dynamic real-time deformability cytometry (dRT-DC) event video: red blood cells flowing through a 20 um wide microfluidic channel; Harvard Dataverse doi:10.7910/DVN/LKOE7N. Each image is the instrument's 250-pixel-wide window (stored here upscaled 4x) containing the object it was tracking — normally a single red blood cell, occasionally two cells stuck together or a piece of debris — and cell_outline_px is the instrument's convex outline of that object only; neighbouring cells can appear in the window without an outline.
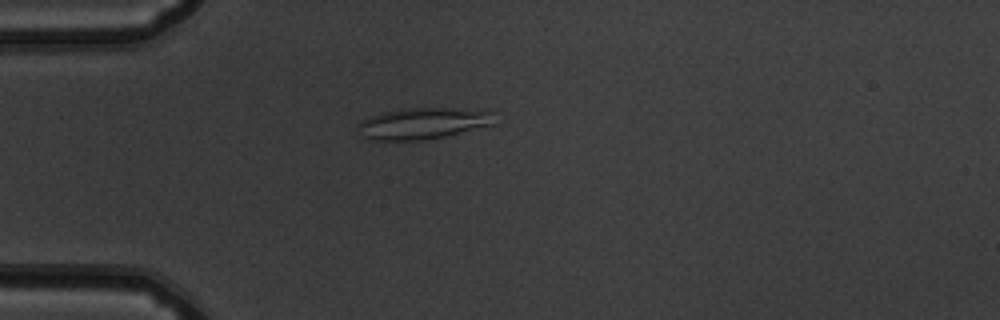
{"species": "common noctule bat (a hibernating species)", "species_latin": "Nyctalus noctula", "temperature_condition": "warm", "stored_images_in_passage": 53, "camera_frame_rate_fps": 3000, "um_per_image_px": 0.085, "animal": {"sex": "male", "body_mass_g": 19.5, "forearm_length_mm": 54.6}, "frame": {"image": 1, "passage_image": 15, "time_ms": 4.667, "image_size_px": [1000, 320], "cell_outline_px": [[496, 108], [492, 124], [444, 136], [420, 140], [372, 140], [360, 136], [356, 128], [356, 124], [368, 116], [380, 112], [404, 108]], "centroid_in_image_um": [35.95, 10.45], "position_along_channel_um": 49.1, "area_um2": 25.55}}
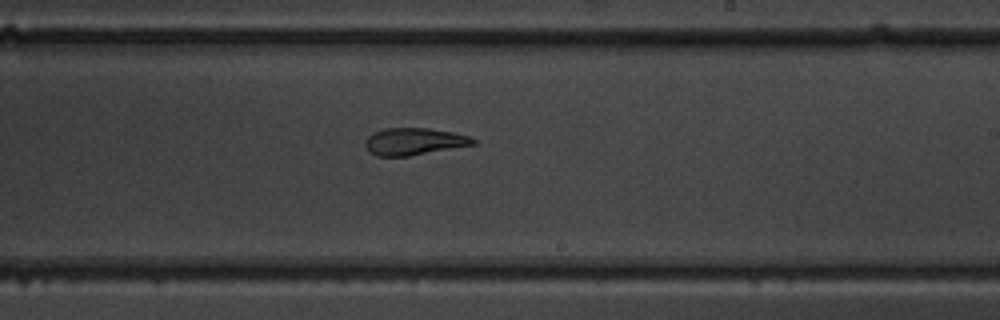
{"frame": {"image": 2, "passage_image": 32, "time_ms": 10.333, "image_size_px": [1000, 320], "cell_outline_px": [[476, 144], [408, 156], [376, 156], [368, 152], [364, 144], [364, 140], [372, 132], [384, 128], [428, 128], [452, 132], [468, 136], [476, 140]], "centroid_in_image_um": [35.13, 12.02], "position_along_channel_um": 253.9, "area_um2": 17.11}}
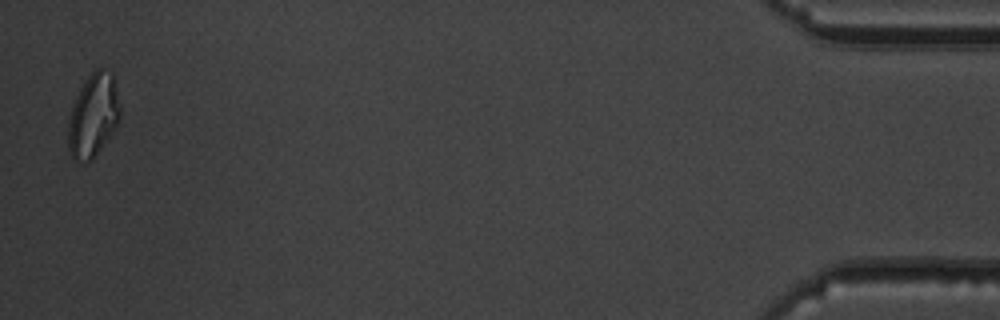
{"frame": {"image": 3, "passage_image": 52, "time_ms": 17.0, "image_size_px": [1000, 320], "cell_outline_px": [[120, 120], [92, 160], [84, 164], [72, 160], [68, 152], [68, 120], [72, 108], [80, 88], [88, 76], [96, 68], [104, 68], [112, 72], [120, 108]], "centroid_in_image_um": [7.9, 9.85], "position_along_channel_um": 427.3, "area_um2": 25.2}, "authors_computed_cell_mechanics": {"area_um2": 20.519, "velocity_mm_per_s": 3.8927, "shape_relaxation_time_tau1_ms": null, "shape_relaxation_time_tau2_ms": 1.9778, "deformation_change_tau1": null, "deformation_change_tau2": 0.0801}}